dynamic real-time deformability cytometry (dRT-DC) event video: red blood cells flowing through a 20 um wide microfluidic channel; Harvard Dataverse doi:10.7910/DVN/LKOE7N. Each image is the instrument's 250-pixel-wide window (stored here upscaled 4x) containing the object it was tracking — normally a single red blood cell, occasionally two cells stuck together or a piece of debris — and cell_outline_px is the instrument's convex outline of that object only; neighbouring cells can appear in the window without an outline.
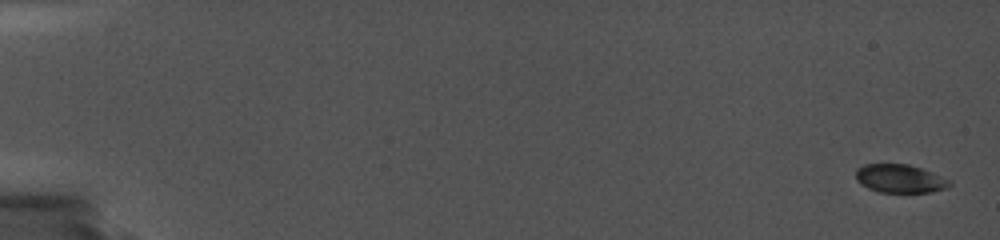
{"species": "common noctule bat (a hibernating species)", "species_latin": "Nyctalus noctula", "temperature_condition": "cold", "stored_images_in_passage": 20, "camera_frame_rate_fps": 5000, "um_per_image_px": 0.085, "animal": {"sex": "female", "body_mass_g": 19.0, "forearm_length_mm": 56.7}, "frame": {"image": 1, "passage_image": 1, "time_ms": 0.0, "image_size_px": [1000, 240], "cell_outline_px": [[952, 184], [948, 188], [932, 192], [880, 192], [868, 188], [860, 184], [856, 180], [856, 168], [864, 164], [908, 164], [932, 172], [952, 180]], "centroid_in_image_um": [76.51, 15.18], "position_along_channel_um": 8.5, "area_um2": 15.66}}
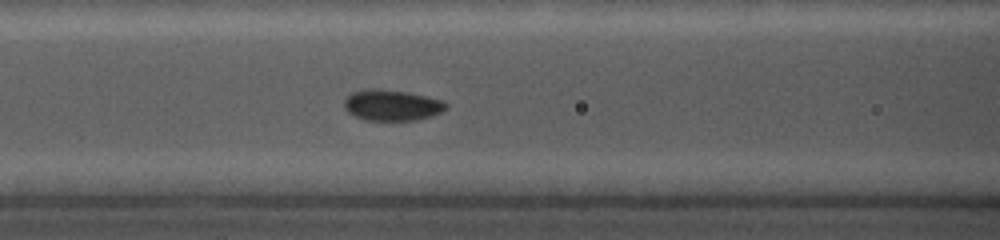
{"frame": {"image": 2, "passage_image": 15, "time_ms": 8.4, "image_size_px": [1000, 240], "cell_outline_px": [[448, 108], [432, 116], [416, 120], [368, 120], [356, 116], [348, 112], [344, 108], [344, 100], [352, 92], [368, 88], [372, 88], [408, 92], [428, 96], [444, 100], [448, 104]], "centroid_in_image_um": [33.34, 8.93], "position_along_channel_um": 133.3, "area_um2": 18.44}}
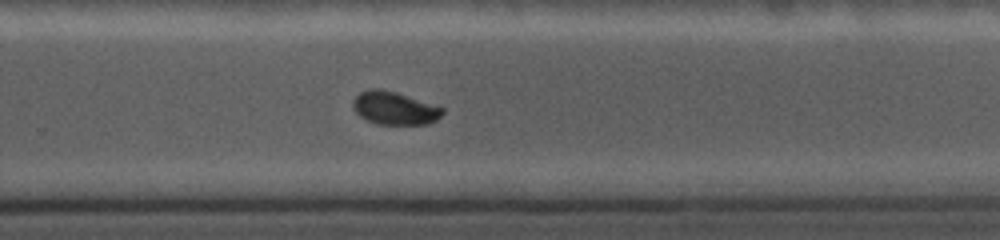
{"frame": {"image": 3, "passage_image": 20, "time_ms": 12.8, "image_size_px": [1000, 240], "cell_outline_px": [[444, 112], [436, 120], [428, 124], [376, 124], [360, 116], [352, 108], [352, 100], [360, 92], [368, 88], [380, 88], [396, 92], [444, 108]], "centroid_in_image_um": [33.5, 9.18], "position_along_channel_um": 296.3, "area_um2": 17.22}}